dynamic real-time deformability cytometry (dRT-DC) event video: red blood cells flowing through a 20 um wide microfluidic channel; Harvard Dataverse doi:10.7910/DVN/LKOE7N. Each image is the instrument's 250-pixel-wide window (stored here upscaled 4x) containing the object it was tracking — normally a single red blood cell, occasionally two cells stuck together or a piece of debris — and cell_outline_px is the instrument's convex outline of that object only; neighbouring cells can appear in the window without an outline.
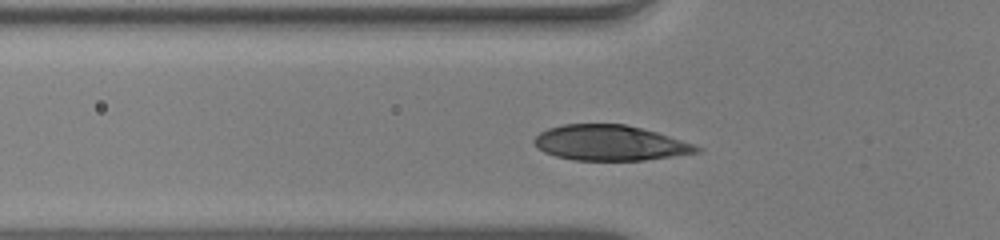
{"species": "human", "species_latin": "Homo sapiens", "temperature_condition": "warm", "stored_images_in_passage": 28, "camera_frame_rate_fps": 3000, "um_per_image_px": 0.085, "donor": {"sex": "male"}, "frame": {"image": 1, "passage_image": 2, "time_ms": 0.333, "image_size_px": [1000, 240], "cell_outline_px": [[704, 148], [700, 152], [644, 160], [572, 160], [556, 156], [544, 152], [532, 140], [540, 132], [548, 128], [564, 124], [624, 124], [656, 132], [696, 144]], "centroid_in_image_um": [51.87, 12.15], "position_along_channel_um": 73.9, "area_um2": 33.35}}
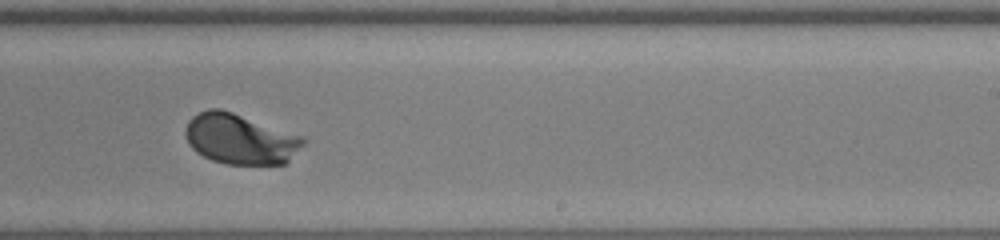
{"frame": {"image": 2, "passage_image": 17, "time_ms": 5.333, "image_size_px": [1000, 240], "cell_outline_px": [[304, 144], [284, 164], [228, 164], [212, 160], [196, 152], [188, 144], [184, 132], [188, 120], [192, 116], [208, 108], [220, 108], [304, 136]], "centroid_in_image_um": [20.38, 11.8], "position_along_channel_um": 268.6, "area_um2": 34.51}}
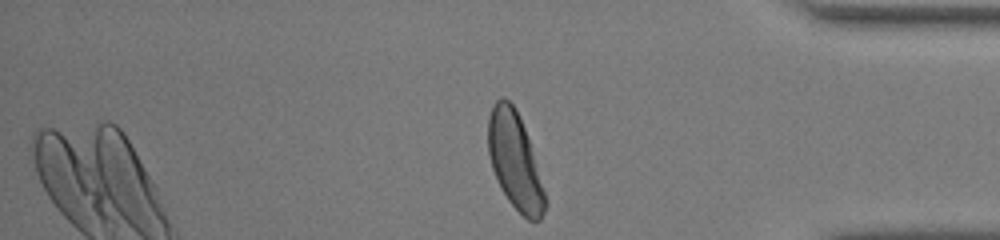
{"frame": {"image": 3, "passage_image": 28, "time_ms": 9.0, "image_size_px": [1000, 240], "cell_outline_px": [[548, 204], [540, 220], [528, 220], [508, 200], [492, 168], [488, 152], [488, 116], [492, 104], [500, 96], [504, 96], [512, 104], [524, 128], [528, 140]], "centroid_in_image_um": [43.74, 13.66], "position_along_channel_um": 391.5, "area_um2": 31.27}, "authors_computed_cell_mechanics": {"area_um2": 34.5066, "velocity_mm_per_s": 3.8892, "shape_relaxation_time_tau1_ms": 1.7546, "shape_relaxation_time_tau2_ms": null, "deformation_change_tau1": 0.1667, "deformation_change_tau2": null}}